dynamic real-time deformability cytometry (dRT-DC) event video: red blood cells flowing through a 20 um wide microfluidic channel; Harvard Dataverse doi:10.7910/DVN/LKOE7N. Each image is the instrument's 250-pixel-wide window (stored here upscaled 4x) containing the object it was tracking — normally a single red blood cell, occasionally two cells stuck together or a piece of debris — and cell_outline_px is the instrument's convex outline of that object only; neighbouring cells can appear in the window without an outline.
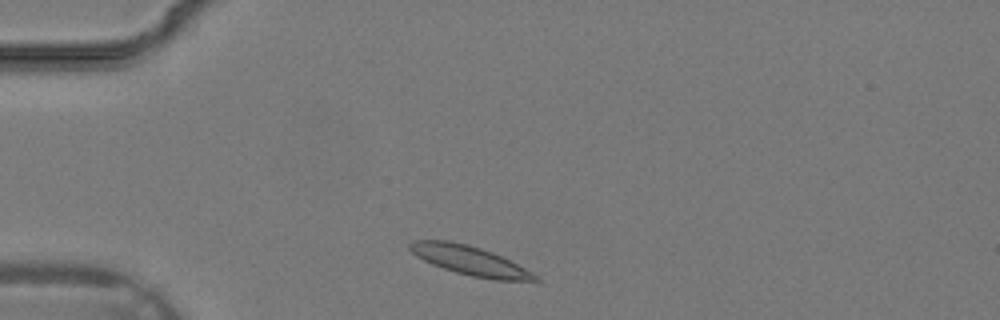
{"species": "common noctule bat (a hibernating species)", "species_latin": "Nyctalus noctula", "temperature_condition": "warm", "stored_images_in_passage": 20, "camera_frame_rate_fps": 3000, "um_per_image_px": 0.085, "animal": {"sex": "male", "body_mass_g": 19.2, "forearm_length_mm": 51.8}, "frame": {"image": 1, "passage_image": 1, "time_ms": 0.0, "image_size_px": [1000, 320], "cell_outline_px": [[540, 280], [496, 280], [472, 276], [456, 272], [432, 264], [416, 256], [408, 248], [408, 244], [412, 240], [448, 240], [468, 244], [492, 252], [532, 272]], "centroid_in_image_um": [39.86, 22.12], "position_along_channel_um": 45.1, "area_um2": 20.92}}
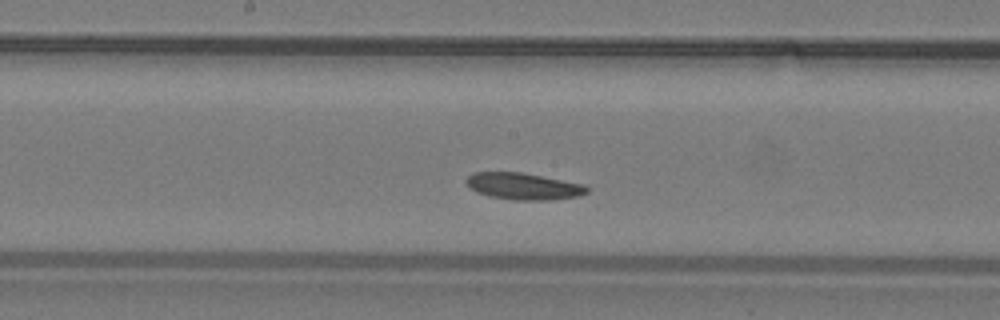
{"frame": {"image": 2, "passage_image": 11, "time_ms": 3.333, "image_size_px": [1000, 320], "cell_outline_px": [[588, 192], [580, 196], [552, 200], [512, 200], [488, 196], [476, 192], [468, 188], [464, 180], [472, 172], [520, 172], [584, 184], [588, 188]], "centroid_in_image_um": [44.45, 15.84], "position_along_channel_um": 203.7, "area_um2": 19.02}}
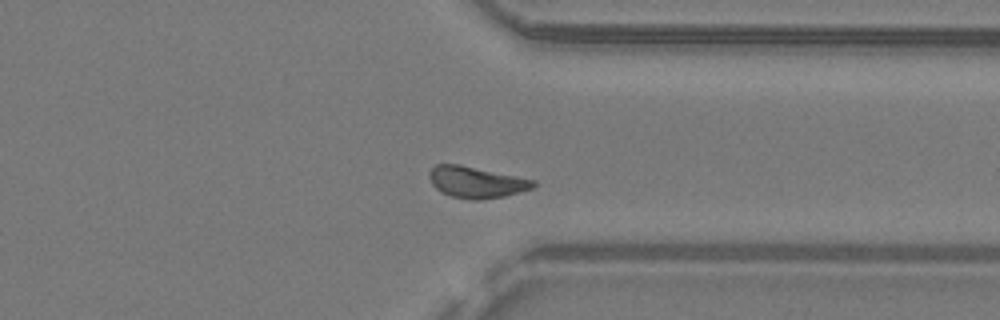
{"frame": {"image": 3, "passage_image": 20, "time_ms": 6.333, "image_size_px": [1000, 320], "cell_outline_px": [[536, 184], [532, 188], [520, 192], [504, 196], [480, 200], [468, 200], [452, 196], [440, 192], [432, 184], [428, 176], [428, 172], [436, 164], [460, 164], [536, 180]], "centroid_in_image_um": [40.47, 15.48], "position_along_channel_um": 370.9, "area_um2": 19.13}}